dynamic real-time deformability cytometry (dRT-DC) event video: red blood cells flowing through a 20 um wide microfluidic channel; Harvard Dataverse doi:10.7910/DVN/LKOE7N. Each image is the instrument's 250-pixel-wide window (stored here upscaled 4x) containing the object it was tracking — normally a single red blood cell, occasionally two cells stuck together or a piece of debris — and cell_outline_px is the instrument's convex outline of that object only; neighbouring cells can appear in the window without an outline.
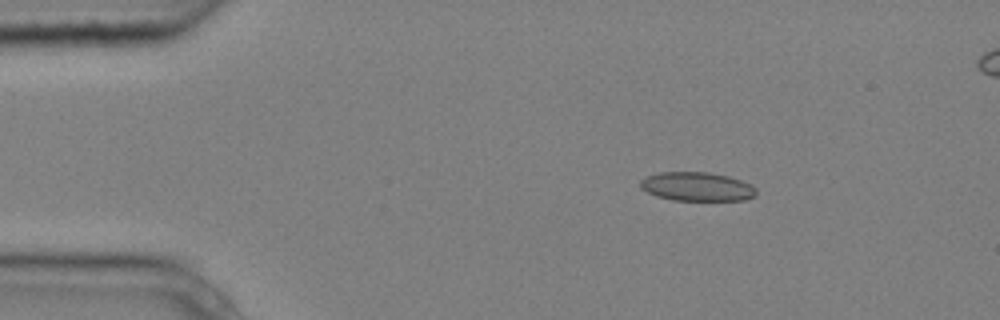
{"species": "common noctule bat (a hibernating species)", "species_latin": "Nyctalus noctula", "temperature_condition": "cold", "stored_images_in_passage": 4, "segment_of_instrument_passage": [1, 2], "camera_frame_rate_fps": 3000, "um_per_image_px": 0.085, "animal": {"sex": "male", "body_mass_g": 20.4}, "frame": {"image": 1, "passage_image": 1, "time_ms": 0.0, "image_size_px": [1000, 320], "cell_outline_px": [[756, 196], [744, 200], [672, 200], [656, 196], [640, 188], [640, 180], [644, 176], [660, 172], [708, 172], [728, 176], [752, 184], [756, 188]], "centroid_in_image_um": [59.23, 15.86], "position_along_channel_um": 25.8, "area_um2": 19.65}}